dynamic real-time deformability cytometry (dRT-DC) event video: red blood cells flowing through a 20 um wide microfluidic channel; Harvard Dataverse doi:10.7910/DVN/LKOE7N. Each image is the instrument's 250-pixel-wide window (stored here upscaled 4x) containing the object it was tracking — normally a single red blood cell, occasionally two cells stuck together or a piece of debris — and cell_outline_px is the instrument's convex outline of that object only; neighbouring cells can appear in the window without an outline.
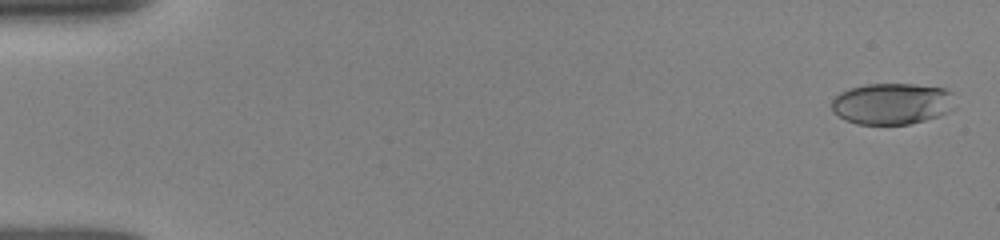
{"species": "human", "species_latin": "Homo sapiens", "temperature_condition": "room temperature", "stored_images_in_passage": 52, "camera_frame_rate_fps": 3000, "um_per_image_px": 0.085, "donor": {"sex": "female"}, "frame": {"image": 1, "passage_image": 2, "time_ms": 0.333, "image_size_px": [1000, 240], "cell_outline_px": [[956, 108], [940, 116], [908, 124], [856, 124], [832, 112], [832, 100], [840, 92], [864, 84], [916, 84], [944, 88], [952, 92]], "centroid_in_image_um": [75.87, 8.81], "position_along_channel_um": 9.1, "area_um2": 29.88}}
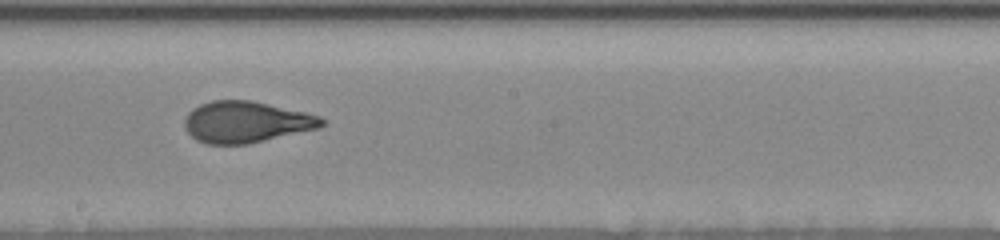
{"frame": {"image": 2, "passage_image": 30, "time_ms": 9.667, "image_size_px": [1000, 240], "cell_outline_px": [[324, 124], [320, 128], [248, 144], [208, 144], [196, 140], [184, 128], [184, 120], [188, 112], [192, 108], [200, 104], [212, 100], [252, 100], [304, 112], [320, 116], [324, 120]], "centroid_in_image_um": [20.9, 10.37], "position_along_channel_um": 227.3, "area_um2": 33.12}}
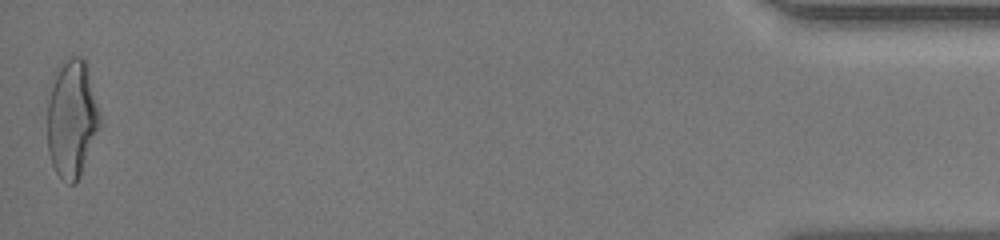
{"frame": {"image": 3, "passage_image": 52, "time_ms": 17.0, "image_size_px": [1000, 240], "cell_outline_px": [[100, 128], [80, 176], [72, 184], [68, 184], [56, 172], [52, 164], [48, 152], [48, 100], [56, 68], [60, 64], [72, 56], [80, 56], [84, 60], [100, 116]], "centroid_in_image_um": [6.09, 10.12], "position_along_channel_um": 429.1, "area_um2": 35.49}, "authors_computed_cell_mechanics": {"area_um2": 32.946, "velocity_mm_per_s": 3.9152, "shape_relaxation_time_tau1_ms": 3.2651, "shape_relaxation_time_tau2_ms": 0.7827, "deformation_change_tau1": 0.1808, "deformation_change_tau2": 0.0762}}